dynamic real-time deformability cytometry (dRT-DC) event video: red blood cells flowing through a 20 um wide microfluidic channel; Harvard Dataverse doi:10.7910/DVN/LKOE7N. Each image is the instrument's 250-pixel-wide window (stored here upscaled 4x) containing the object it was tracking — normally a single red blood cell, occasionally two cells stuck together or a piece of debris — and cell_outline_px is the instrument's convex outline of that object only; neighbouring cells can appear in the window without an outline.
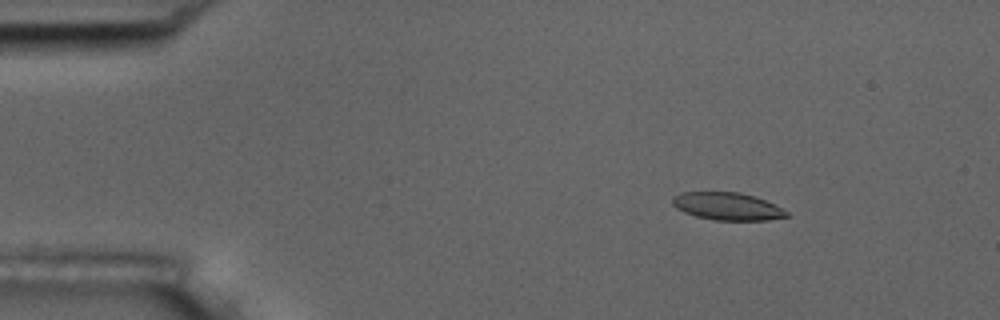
{"species": "common noctule bat (a hibernating species)", "species_latin": "Nyctalus noctula", "temperature_condition": "room temperature", "stored_images_in_passage": 7, "camera_frame_rate_fps": 3000, "um_per_image_px": 0.085, "animal": {"sex": "male", "body_mass_g": 17.5, "forearm_length_mm": 52.3}, "frame": {"image": 1, "passage_image": 3, "time_ms": 2.333, "image_size_px": [1000, 320], "cell_outline_px": [[788, 216], [768, 220], [712, 220], [696, 216], [684, 212], [676, 208], [672, 204], [672, 196], [680, 192], [740, 192], [764, 200], [788, 212]], "centroid_in_image_um": [61.76, 17.53], "position_along_channel_um": 23.2, "area_um2": 18.21}}
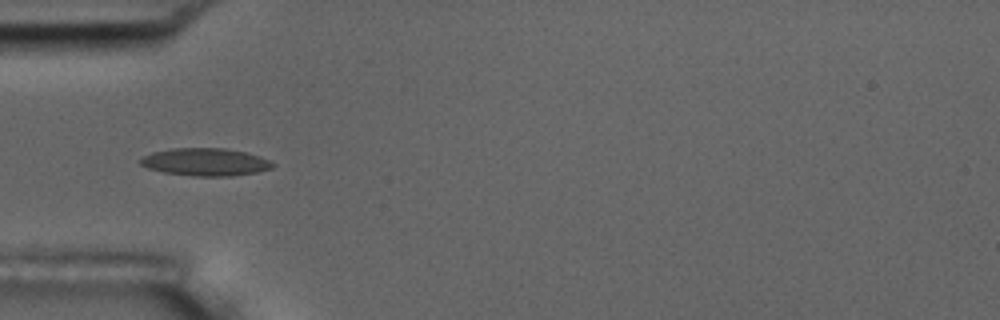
{"frame": {"image": 2, "passage_image": 6, "time_ms": 5.667, "image_size_px": [1000, 320], "cell_outline_px": [[276, 164], [272, 168], [256, 172], [232, 176], [192, 176], [164, 172], [148, 168], [140, 164], [140, 160], [144, 156], [152, 152], [172, 148], [224, 148], [248, 152], [272, 160]], "centroid_in_image_um": [17.51, 13.76], "position_along_channel_um": 67.5, "area_um2": 21.44}}